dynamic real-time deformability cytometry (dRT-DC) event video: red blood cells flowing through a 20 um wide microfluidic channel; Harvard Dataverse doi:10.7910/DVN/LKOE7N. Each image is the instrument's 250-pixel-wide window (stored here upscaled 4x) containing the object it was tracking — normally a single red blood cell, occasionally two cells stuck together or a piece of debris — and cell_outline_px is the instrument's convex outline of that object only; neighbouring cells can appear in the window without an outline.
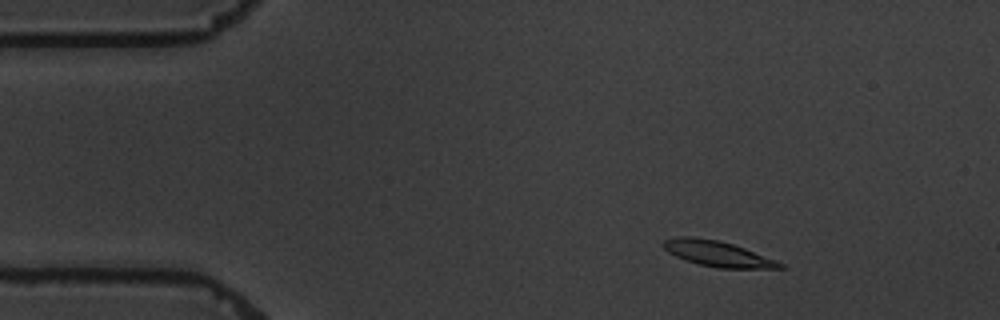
{"species": "common noctule bat (a hibernating species)", "species_latin": "Nyctalus noctula", "temperature_condition": "warm", "stored_images_in_passage": 4, "camera_frame_rate_fps": 3000, "um_per_image_px": 0.085, "animal": {"sex": "male", "body_mass_g": 19.5, "forearm_length_mm": 54.6}, "frame": {"image": 1, "passage_image": 2, "time_ms": 1.0, "image_size_px": [1000, 320], "cell_outline_px": [[784, 268], [716, 268], [684, 260], [668, 252], [664, 248], [664, 240], [680, 236], [688, 236], [720, 240], [744, 248], [784, 264]], "centroid_in_image_um": [60.96, 21.56], "position_along_channel_um": 24.0, "area_um2": 17.05}}